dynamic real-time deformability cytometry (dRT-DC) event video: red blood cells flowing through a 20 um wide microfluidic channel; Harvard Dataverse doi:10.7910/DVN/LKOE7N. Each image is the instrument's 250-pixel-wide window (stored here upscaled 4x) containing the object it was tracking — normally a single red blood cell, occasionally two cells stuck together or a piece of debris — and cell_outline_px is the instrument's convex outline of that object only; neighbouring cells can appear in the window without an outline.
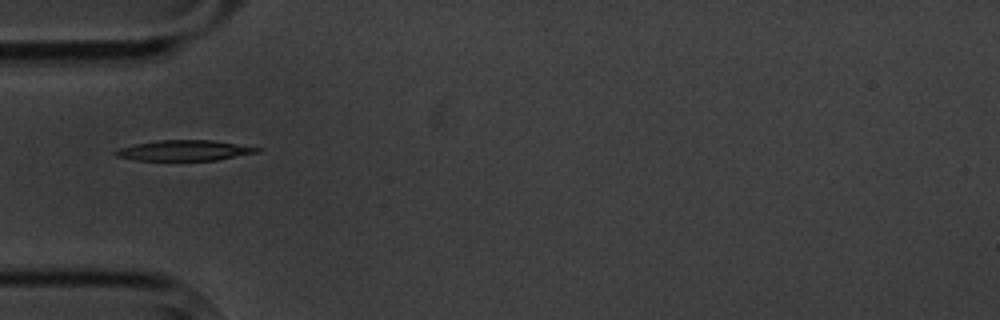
{"species": "common noctule bat (a hibernating species)", "species_latin": "Nyctalus noctula", "temperature_condition": "cold", "stored_images_in_passage": 6, "camera_frame_rate_fps": 3000, "um_per_image_px": 0.085, "animal": {"sex": "male", "body_mass_g": 20.1, "forearm_length_mm": 53.5}, "frame": {"image": 1, "passage_image": 1, "time_ms": 0.0, "image_size_px": [1000, 320], "cell_outline_px": [[264, 148], [260, 152], [216, 160], [136, 160], [116, 156], [112, 152], [120, 148], [136, 144], [156, 140], [212, 140]], "centroid_in_image_um": [15.71, 12.78], "position_along_channel_um": 69.3, "area_um2": 16.88}}
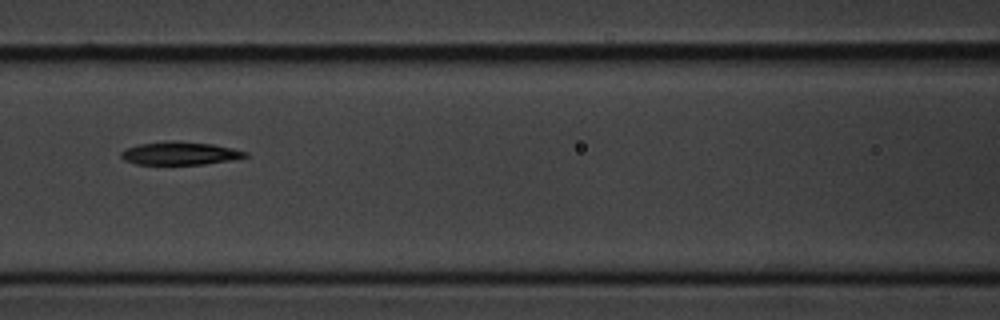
{"frame": {"image": 2, "passage_image": 3, "time_ms": 2.333, "image_size_px": [1000, 320], "cell_outline_px": [[248, 156], [232, 160], [204, 164], [136, 164], [124, 160], [120, 156], [120, 152], [124, 148], [140, 144], [168, 140], [172, 140], [212, 144], [232, 148], [248, 152]], "centroid_in_image_um": [15.27, 13.02], "position_along_channel_um": 151.3, "area_um2": 16.76}}
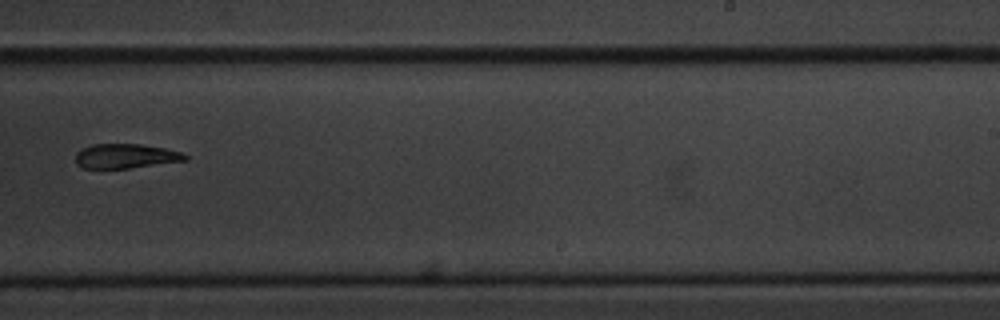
{"frame": {"image": 3, "passage_image": 6, "time_ms": 6.0, "image_size_px": [1000, 320], "cell_outline_px": [[188, 160], [128, 168], [80, 168], [76, 164], [76, 152], [80, 148], [92, 144], [140, 144], [164, 148], [180, 152], [188, 156]], "centroid_in_image_um": [10.63, 13.26], "position_along_channel_um": 278.4, "area_um2": 15.66}}